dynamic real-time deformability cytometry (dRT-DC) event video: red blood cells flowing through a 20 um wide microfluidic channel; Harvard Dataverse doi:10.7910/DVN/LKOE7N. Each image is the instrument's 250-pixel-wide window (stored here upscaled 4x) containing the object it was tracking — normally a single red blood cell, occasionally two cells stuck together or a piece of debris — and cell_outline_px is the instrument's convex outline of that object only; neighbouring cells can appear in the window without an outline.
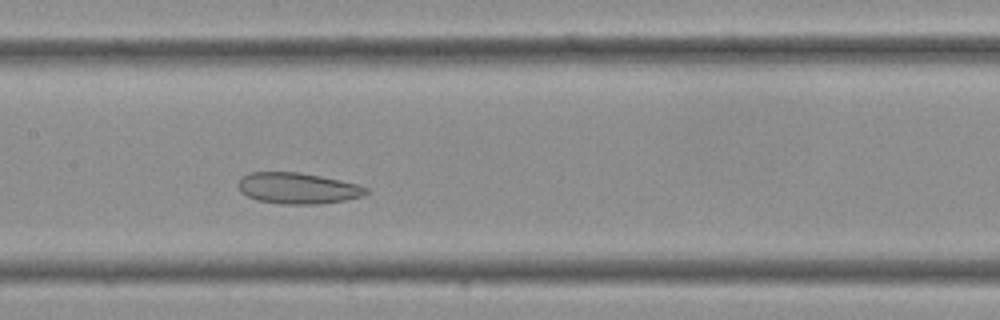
{"species": "Egyptian fruit bat (a non-hibernating species)", "species_latin": "Rousettus aegyptiacus", "temperature_condition": "cold", "stored_images_in_passage": 29, "camera_frame_rate_fps": 3000, "um_per_image_px": 0.085, "frame": {"image": 1, "passage_image": 10, "time_ms": 3.0, "image_size_px": [1000, 320], "cell_outline_px": [[368, 192], [360, 196], [344, 200], [316, 204], [280, 204], [256, 200], [240, 192], [236, 184], [240, 176], [248, 172], [300, 172], [360, 184], [368, 188]], "centroid_in_image_um": [25.24, 15.99], "position_along_channel_um": 182.2, "area_um2": 23.35}}
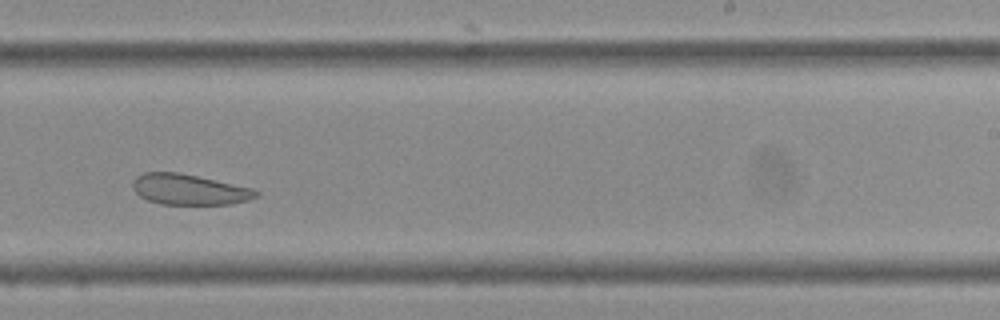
{"frame": {"image": 2, "passage_image": 15, "time_ms": 4.667, "image_size_px": [1000, 320], "cell_outline_px": [[260, 196], [248, 200], [228, 204], [160, 204], [148, 200], [140, 196], [132, 188], [132, 180], [136, 176], [144, 172], [176, 172], [196, 176], [252, 188], [260, 192]], "centroid_in_image_um": [16.06, 16.11], "position_along_channel_um": 272.9, "area_um2": 21.91}}
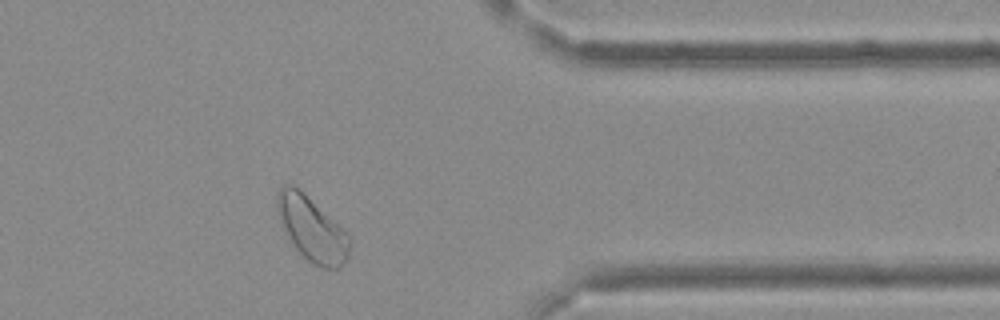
{"frame": {"image": 3, "passage_image": 22, "time_ms": 7.0, "image_size_px": [1000, 320], "cell_outline_px": [[352, 240], [348, 260], [340, 268], [324, 268], [308, 260], [296, 248], [284, 232], [280, 224], [276, 212], [276, 192], [284, 184], [292, 184], [336, 224]], "centroid_in_image_um": [26.47, 19.49], "position_along_channel_um": 384.9, "area_um2": 26.53}}